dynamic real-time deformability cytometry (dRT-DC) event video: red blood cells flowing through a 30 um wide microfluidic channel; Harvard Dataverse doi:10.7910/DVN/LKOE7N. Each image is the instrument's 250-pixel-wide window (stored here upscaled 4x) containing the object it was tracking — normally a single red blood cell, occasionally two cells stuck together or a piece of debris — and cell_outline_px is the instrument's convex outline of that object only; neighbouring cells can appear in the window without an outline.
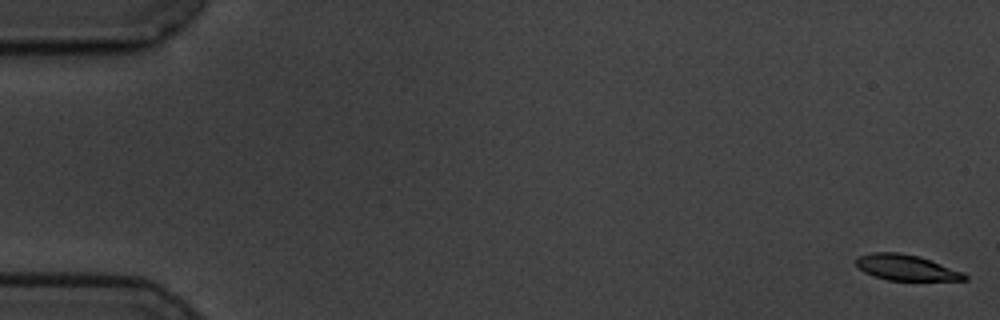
{"species": "common noctule bat (a hibernating species)", "species_latin": "Nyctalus noctula", "temperature_condition": "cold", "stored_images_in_passage": 6, "camera_frame_rate_fps": 3000, "um_per_image_px": 0.085, "animal": {"sex": "male", "body_mass_g": 19.5, "forearm_length_mm": 54.6}, "frame": {"image": 1, "passage_image": 1, "time_ms": 0.0, "image_size_px": [1000, 320], "cell_outline_px": [[968, 280], [888, 280], [864, 272], [856, 264], [856, 256], [872, 252], [900, 252], [916, 256], [964, 272], [968, 276]], "centroid_in_image_um": [77.01, 22.74], "position_along_channel_um": 8.0, "area_um2": 16.01}}
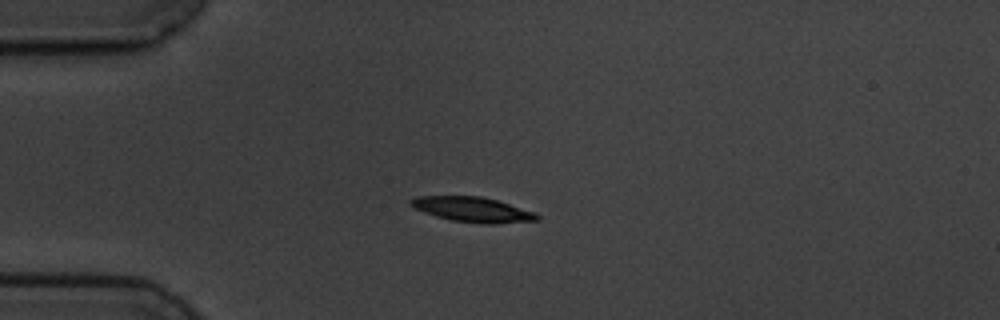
{"frame": {"image": 2, "passage_image": 5, "time_ms": 4.667, "image_size_px": [1000, 320], "cell_outline_px": [[540, 220], [492, 224], [480, 224], [452, 220], [436, 216], [424, 212], [408, 204], [408, 200], [416, 196], [480, 196], [496, 200], [536, 212], [540, 216]], "centroid_in_image_um": [40.18, 17.81], "position_along_channel_um": 44.8, "area_um2": 18.44}}